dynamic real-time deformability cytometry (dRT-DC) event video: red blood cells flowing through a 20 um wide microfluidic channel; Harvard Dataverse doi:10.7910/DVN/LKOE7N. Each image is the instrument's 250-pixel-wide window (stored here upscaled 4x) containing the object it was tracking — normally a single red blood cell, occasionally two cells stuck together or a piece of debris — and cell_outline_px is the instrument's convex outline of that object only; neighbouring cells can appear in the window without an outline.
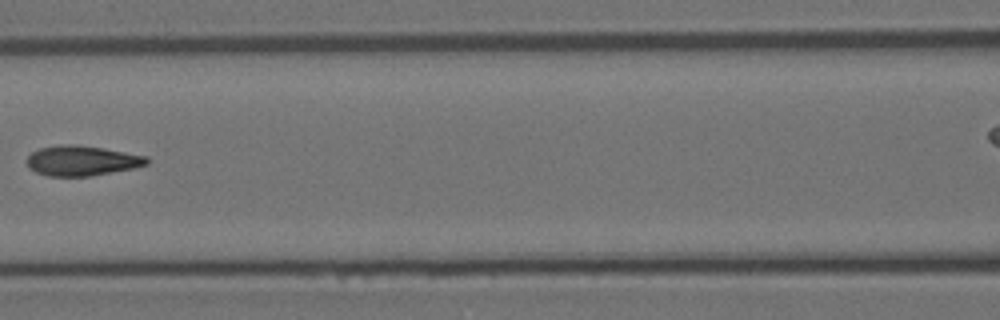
{"species": "Egyptian fruit bat (a non-hibernating species)", "species_latin": "Rousettus aegyptiacus", "temperature_condition": "room temperature", "stored_images_in_passage": 9, "segment_of_instrument_passage": [1, 2], "camera_frame_rate_fps": 3000, "um_per_image_px": 0.085, "animal": {"sex": "female"}, "frame": {"image": 1, "passage_image": 8, "time_ms": 2.333, "image_size_px": [1000, 320], "cell_outline_px": [[148, 164], [136, 168], [92, 176], [48, 176], [36, 172], [28, 168], [28, 156], [32, 152], [40, 148], [60, 144], [76, 144], [104, 148], [148, 156]], "centroid_in_image_um": [6.99, 13.66], "position_along_channel_um": 159.6, "area_um2": 21.21}}